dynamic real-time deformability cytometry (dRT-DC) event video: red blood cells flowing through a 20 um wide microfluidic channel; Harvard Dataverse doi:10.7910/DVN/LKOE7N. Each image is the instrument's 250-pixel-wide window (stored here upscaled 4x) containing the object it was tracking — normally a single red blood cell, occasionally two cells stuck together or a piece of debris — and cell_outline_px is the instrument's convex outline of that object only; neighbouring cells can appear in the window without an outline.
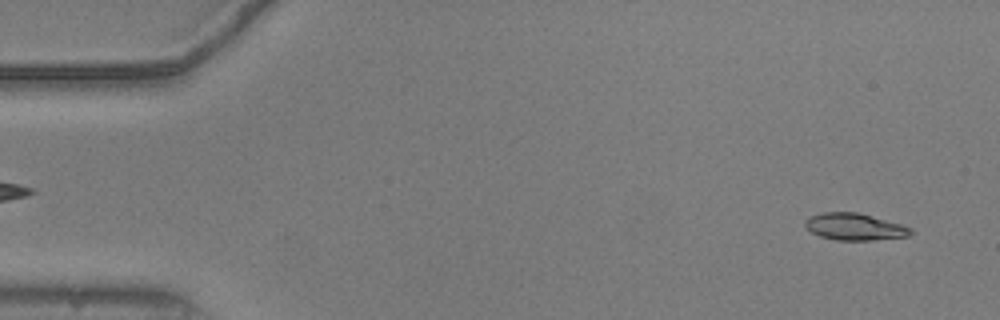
{"species": "common noctule bat (a hibernating species)", "species_latin": "Nyctalus noctula", "temperature_condition": "warm", "stored_images_in_passage": 15, "camera_frame_rate_fps": 3000, "um_per_image_px": 0.085, "animal": {"sex": "male", "body_mass_g": 20.5, "forearm_length_mm": 52.5}, "frame": {"image": 1, "passage_image": 2, "time_ms": 0.333, "image_size_px": [1000, 320], "cell_outline_px": [[912, 232], [908, 236], [872, 240], [836, 240], [820, 236], [812, 232], [804, 224], [804, 220], [808, 216], [824, 212], [856, 212], [900, 224], [912, 228]], "centroid_in_image_um": [72.6, 19.27], "position_along_channel_um": 12.4, "area_um2": 16.36}}
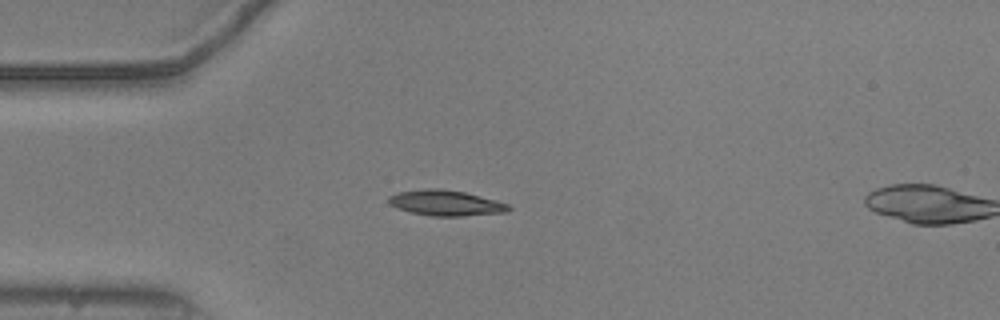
{"frame": {"image": 2, "passage_image": 13, "time_ms": 4.0, "image_size_px": [1000, 320], "cell_outline_px": [[512, 208], [504, 212], [460, 216], [432, 216], [412, 212], [388, 204], [388, 196], [396, 192], [424, 188], [440, 188], [464, 192], [496, 200], [508, 204]], "centroid_in_image_um": [37.85, 17.23], "position_along_channel_um": 47.1, "area_um2": 17.74}}